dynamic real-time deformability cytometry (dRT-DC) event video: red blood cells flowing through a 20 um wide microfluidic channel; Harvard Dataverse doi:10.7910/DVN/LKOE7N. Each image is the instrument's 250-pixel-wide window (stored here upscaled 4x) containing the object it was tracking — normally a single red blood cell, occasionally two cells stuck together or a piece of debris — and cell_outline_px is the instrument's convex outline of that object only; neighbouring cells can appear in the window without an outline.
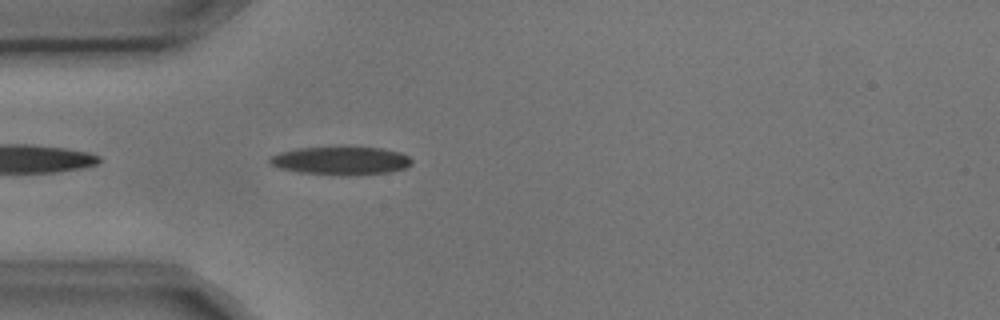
{"species": "common noctule bat (a hibernating species)", "species_latin": "Nyctalus noctula", "temperature_condition": "cold", "stored_images_in_passage": 5, "camera_frame_rate_fps": 3000, "um_per_image_px": 0.085, "animal": {"sex": "male", "body_mass_g": 17.9, "forearm_length_mm": 54.2}, "frame": {"image": 1, "passage_image": 5, "time_ms": 1.333, "image_size_px": [1000, 320], "cell_outline_px": [[412, 164], [404, 168], [388, 172], [344, 176], [296, 172], [280, 168], [268, 164], [268, 156], [280, 152], [296, 148], [380, 148], [400, 152], [408, 156], [412, 160]], "centroid_in_image_um": [28.91, 13.67], "position_along_channel_um": 56.1, "area_um2": 23.29}}